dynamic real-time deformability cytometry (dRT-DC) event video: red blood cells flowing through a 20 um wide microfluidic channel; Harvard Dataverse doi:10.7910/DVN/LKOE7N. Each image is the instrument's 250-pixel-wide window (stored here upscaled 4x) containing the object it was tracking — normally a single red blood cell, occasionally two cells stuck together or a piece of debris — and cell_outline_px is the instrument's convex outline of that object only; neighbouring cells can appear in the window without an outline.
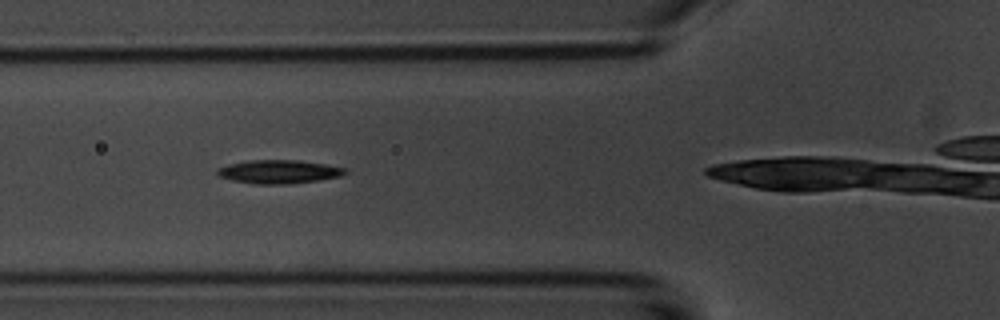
{"species": "common noctule bat (a hibernating species)", "species_latin": "Nyctalus noctula", "temperature_condition": "room temperature", "stored_images_in_passage": 9, "camera_frame_rate_fps": 3000, "um_per_image_px": 0.085, "animal": {"sex": "male", "body_mass_g": 20.1, "forearm_length_mm": 53.5}, "frame": {"image": 1, "passage_image": 4, "time_ms": 3.333, "image_size_px": [1000, 320], "cell_outline_px": [[348, 172], [340, 176], [320, 180], [288, 184], [256, 184], [232, 180], [220, 176], [216, 172], [216, 168], [228, 164], [252, 160], [300, 160], [348, 168]], "centroid_in_image_um": [23.73, 14.59], "position_along_channel_um": 102.1, "area_um2": 17.57}}